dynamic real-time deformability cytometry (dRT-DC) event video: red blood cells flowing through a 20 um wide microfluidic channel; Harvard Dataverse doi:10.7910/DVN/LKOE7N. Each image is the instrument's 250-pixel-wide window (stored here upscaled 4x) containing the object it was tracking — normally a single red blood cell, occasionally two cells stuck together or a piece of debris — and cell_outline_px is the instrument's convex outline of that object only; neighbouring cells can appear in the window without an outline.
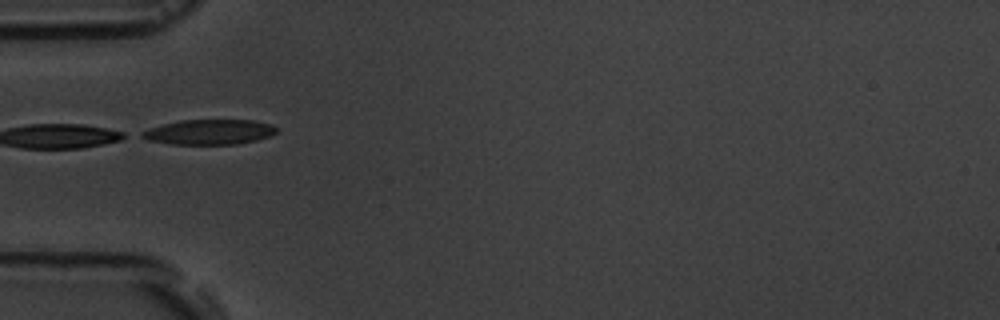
{"species": "common noctule bat (a hibernating species)", "species_latin": "Nyctalus noctula", "temperature_condition": "room temperature", "stored_images_in_passage": 5, "camera_frame_rate_fps": 3000, "um_per_image_px": 0.085, "animal": {"sex": "male", "body_mass_g": 19.5, "forearm_length_mm": 54.6}, "frame": {"image": 1, "passage_image": 3, "time_ms": 2.333, "image_size_px": [1000, 320], "cell_outline_px": [[276, 132], [268, 136], [256, 140], [236, 144], [172, 144], [148, 140], [140, 136], [140, 132], [164, 124], [180, 120], [252, 120], [272, 124], [276, 128]], "centroid_in_image_um": [17.79, 11.22], "position_along_channel_um": 67.2, "area_um2": 19.42}}